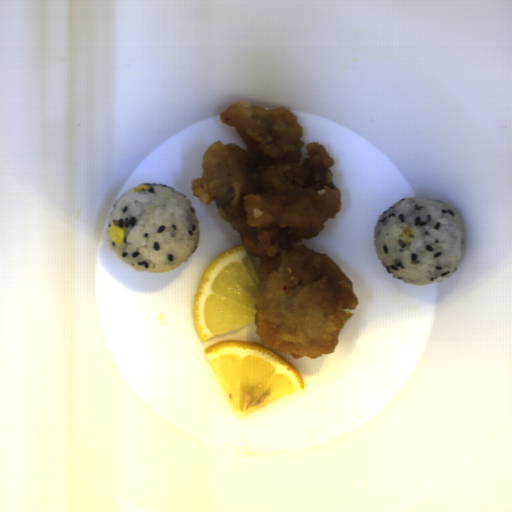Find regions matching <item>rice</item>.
<instances>
[{
	"mask_svg": "<svg viewBox=\"0 0 512 512\" xmlns=\"http://www.w3.org/2000/svg\"><path fill=\"white\" fill-rule=\"evenodd\" d=\"M407 222L415 233L400 237ZM383 268L406 284L430 285L451 276L463 257L465 236L455 210L437 199L405 197L380 213L374 229Z\"/></svg>",
	"mask_w": 512,
	"mask_h": 512,
	"instance_id": "2",
	"label": "rice"
},
{
	"mask_svg": "<svg viewBox=\"0 0 512 512\" xmlns=\"http://www.w3.org/2000/svg\"><path fill=\"white\" fill-rule=\"evenodd\" d=\"M148 190H128L113 204L105 233L111 251L136 271L179 268L198 248L201 227L197 208L184 192L167 184L147 183ZM113 222L126 230L121 245L109 237Z\"/></svg>",
	"mask_w": 512,
	"mask_h": 512,
	"instance_id": "1",
	"label": "rice"
}]
</instances>
